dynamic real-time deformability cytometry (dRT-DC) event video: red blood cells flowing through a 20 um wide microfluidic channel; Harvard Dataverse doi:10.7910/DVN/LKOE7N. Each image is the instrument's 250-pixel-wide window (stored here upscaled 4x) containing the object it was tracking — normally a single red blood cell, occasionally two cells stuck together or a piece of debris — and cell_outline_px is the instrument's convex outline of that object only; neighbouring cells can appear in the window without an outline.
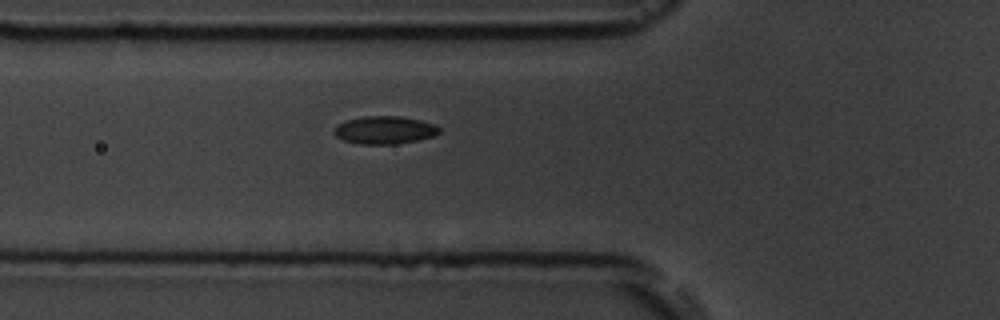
{"species": "common noctule bat (a hibernating species)", "species_latin": "Nyctalus noctula", "temperature_condition": "room temperature", "stored_images_in_passage": 4, "camera_frame_rate_fps": 3000, "um_per_image_px": 0.085, "animal": {"sex": "male", "body_mass_g": 19.5, "forearm_length_mm": 54.6}, "frame": {"image": 1, "passage_image": 4, "time_ms": 3.333, "image_size_px": [1000, 320], "cell_outline_px": [[440, 132], [432, 136], [416, 140], [396, 144], [360, 144], [344, 140], [336, 136], [332, 132], [336, 124], [344, 120], [364, 116], [400, 116], [420, 120], [436, 124], [440, 128]], "centroid_in_image_um": [32.65, 11.04], "position_along_channel_um": 93.1, "area_um2": 17.17}}